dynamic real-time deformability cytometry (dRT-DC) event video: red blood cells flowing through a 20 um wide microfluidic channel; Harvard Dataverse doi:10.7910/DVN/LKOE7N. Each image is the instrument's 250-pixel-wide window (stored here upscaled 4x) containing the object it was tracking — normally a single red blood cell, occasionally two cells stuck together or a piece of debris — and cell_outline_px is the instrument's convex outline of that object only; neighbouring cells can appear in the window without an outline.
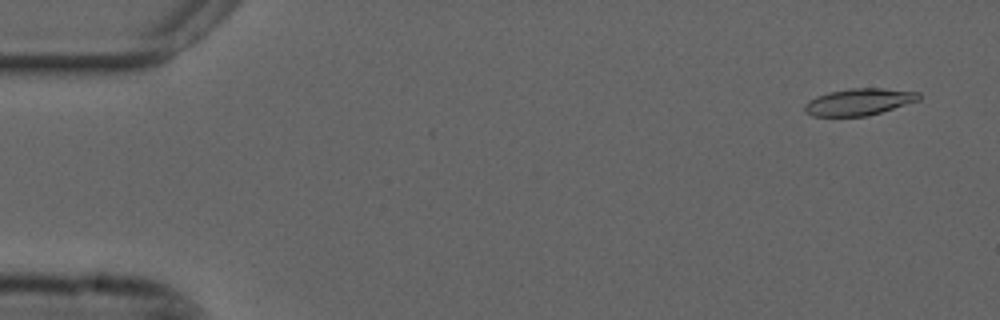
{"species": "common noctule bat (a hibernating species)", "species_latin": "Nyctalus noctula", "temperature_condition": "cold", "stored_images_in_passage": 55, "camera_frame_rate_fps": 3000, "um_per_image_px": 0.085, "animal": {"sex": "male", "forearm_length_mm": 52.5}, "frame": {"image": 1, "passage_image": 3, "time_ms": 0.667, "image_size_px": [1000, 320], "cell_outline_px": [[920, 100], [868, 116], [812, 116], [804, 112], [804, 104], [808, 100], [816, 96], [828, 92], [852, 88], [884, 88], [920, 92]], "centroid_in_image_um": [73.0, 8.66], "position_along_channel_um": 12.0, "area_um2": 17.98}}
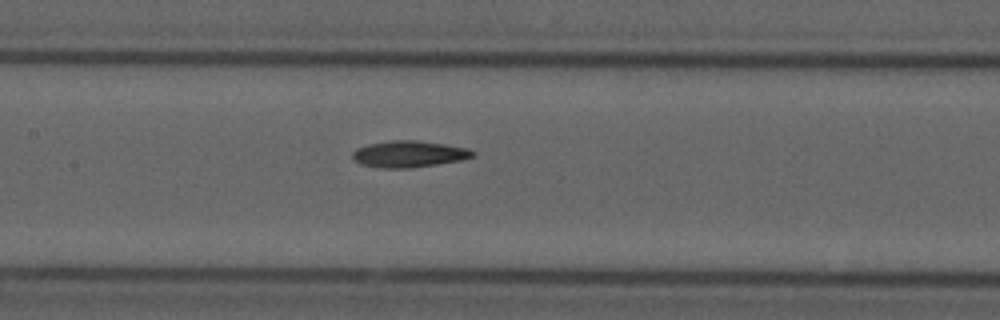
{"frame": {"image": 2, "passage_image": 26, "time_ms": 8.333, "image_size_px": [1000, 320], "cell_outline_px": [[476, 156], [460, 160], [436, 164], [408, 168], [384, 168], [360, 164], [352, 156], [352, 152], [356, 148], [368, 144], [392, 140], [416, 140], [444, 144], [468, 148], [476, 152]], "centroid_in_image_um": [34.77, 13.08], "position_along_channel_um": 172.6, "area_um2": 18.5}}
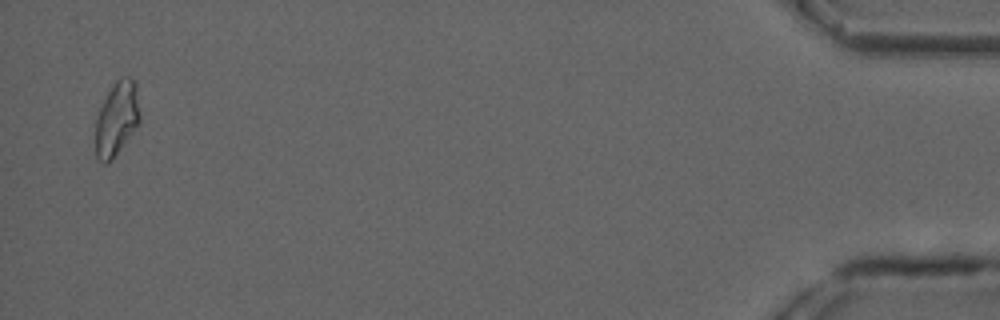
{"frame": {"image": 3, "passage_image": 54, "time_ms": 17.667, "image_size_px": [1000, 320], "cell_outline_px": [[140, 120], [112, 160], [108, 164], [104, 164], [96, 156], [96, 116], [108, 92], [116, 80], [120, 76], [128, 76], [136, 84], [140, 112]], "centroid_in_image_um": [9.92, 10.07], "position_along_channel_um": 425.3, "area_um2": 18.9}}